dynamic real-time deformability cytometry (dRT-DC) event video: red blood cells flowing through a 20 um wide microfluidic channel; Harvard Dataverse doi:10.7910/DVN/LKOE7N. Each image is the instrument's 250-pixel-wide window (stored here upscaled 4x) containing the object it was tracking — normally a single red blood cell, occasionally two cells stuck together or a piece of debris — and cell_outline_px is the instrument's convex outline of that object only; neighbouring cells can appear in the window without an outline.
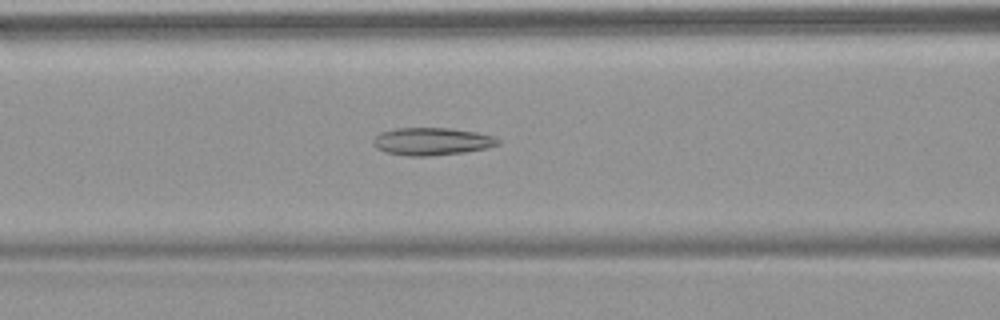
{"species": "common noctule bat (a hibernating species)", "species_latin": "Nyctalus noctula", "temperature_condition": "warm", "stored_images_in_passage": 53, "camera_frame_rate_fps": 3000, "um_per_image_px": 0.085, "animal": {"sex": "female", "body_mass_g": 18.4}, "frame": {"image": 1, "passage_image": 22, "time_ms": 7.0, "image_size_px": [1000, 320], "cell_outline_px": [[500, 144], [488, 148], [464, 152], [428, 156], [408, 156], [384, 152], [376, 148], [372, 144], [372, 140], [380, 132], [396, 128], [448, 128], [476, 132], [492, 136], [500, 140]], "centroid_in_image_um": [36.68, 12.02], "position_along_channel_um": 129.9, "area_um2": 20.11}}
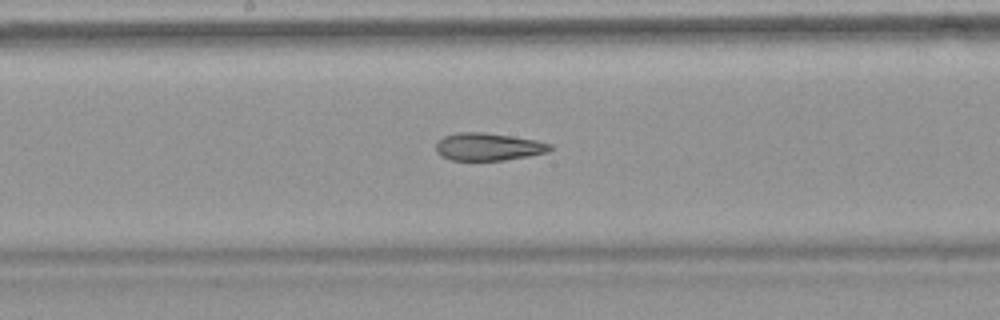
{"frame": {"image": 2, "passage_image": 28, "time_ms": 9.0, "image_size_px": [1000, 320], "cell_outline_px": [[552, 148], [548, 152], [528, 156], [504, 160], [452, 160], [440, 156], [436, 152], [436, 144], [444, 136], [460, 132], [484, 132], [512, 136], [536, 140], [552, 144]], "centroid_in_image_um": [41.5, 12.47], "position_along_channel_um": 206.7, "area_um2": 18.32}}
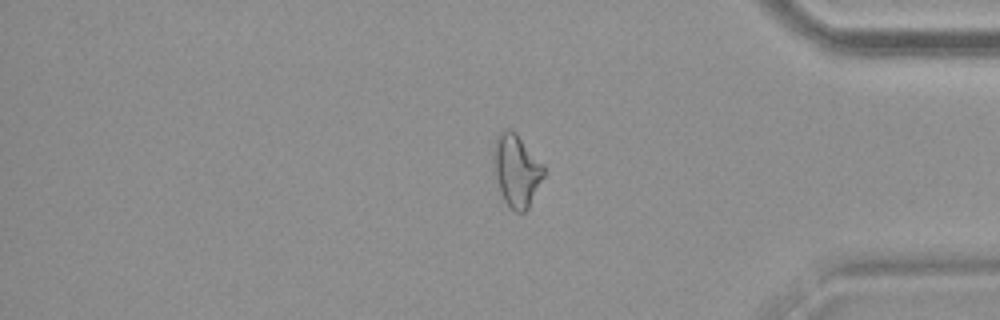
{"frame": {"image": 3, "passage_image": 44, "time_ms": 14.333, "image_size_px": [1000, 320], "cell_outline_px": [[544, 176], [528, 208], [524, 212], [516, 212], [508, 208], [500, 192], [492, 164], [492, 152], [496, 136], [504, 128], [512, 128], [516, 132], [544, 164]], "centroid_in_image_um": [43.88, 14.45], "position_along_channel_um": 391.3, "area_um2": 21.62}, "authors_computed_cell_mechanics": {"area_um2": 22.1952, "velocity_mm_per_s": 3.8509, "shape_relaxation_time_tau1_ms": null, "shape_relaxation_time_tau2_ms": 4.8643, "deformation_change_tau1": null, "deformation_change_tau2": 0.1488}}